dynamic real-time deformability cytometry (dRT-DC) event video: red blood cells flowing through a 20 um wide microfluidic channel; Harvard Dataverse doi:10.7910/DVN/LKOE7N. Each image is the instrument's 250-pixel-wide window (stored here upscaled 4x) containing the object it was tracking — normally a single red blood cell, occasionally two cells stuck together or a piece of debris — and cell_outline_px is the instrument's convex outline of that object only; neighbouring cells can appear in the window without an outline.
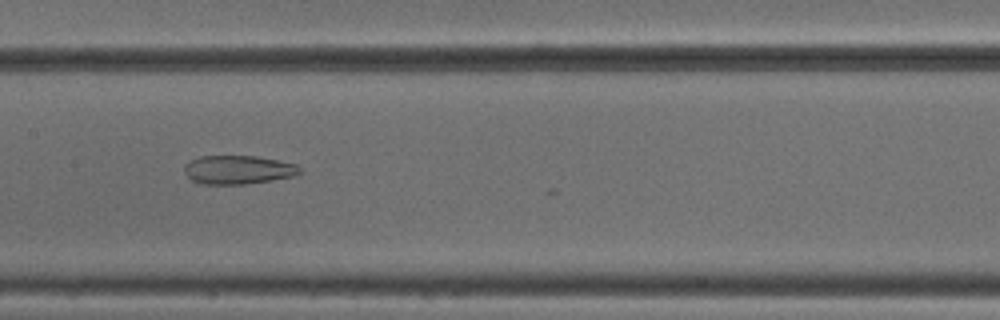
{"species": "common noctule bat (a hibernating species)", "species_latin": "Nyctalus noctula", "temperature_condition": "cold", "stored_images_in_passage": 39, "camera_frame_rate_fps": 3000, "um_per_image_px": 0.085, "animal": {"sex": "male", "body_mass_g": 18.8}, "frame": {"image": 1, "passage_image": 13, "time_ms": 4.0, "image_size_px": [1000, 320], "cell_outline_px": [[304, 172], [292, 176], [272, 180], [244, 184], [200, 184], [192, 180], [184, 172], [184, 164], [200, 156], [256, 156], [296, 164]], "centroid_in_image_um": [20.23, 14.43], "position_along_channel_um": 187.2, "area_um2": 19.25}}
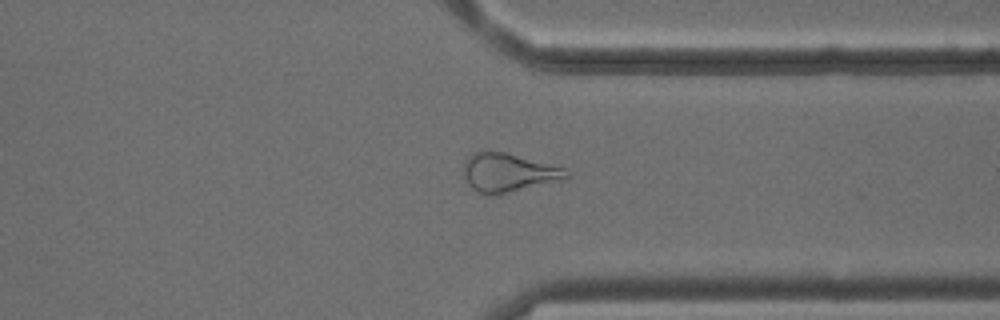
{"frame": {"image": 2, "passage_image": 27, "time_ms": 8.667, "image_size_px": [1000, 320], "cell_outline_px": [[568, 176], [564, 180], [496, 196], [488, 196], [472, 188], [468, 184], [464, 176], [464, 164], [468, 156], [472, 152], [504, 152], [564, 168]], "centroid_in_image_um": [43.19, 14.71], "position_along_channel_um": 368.2, "area_um2": 23.06}}
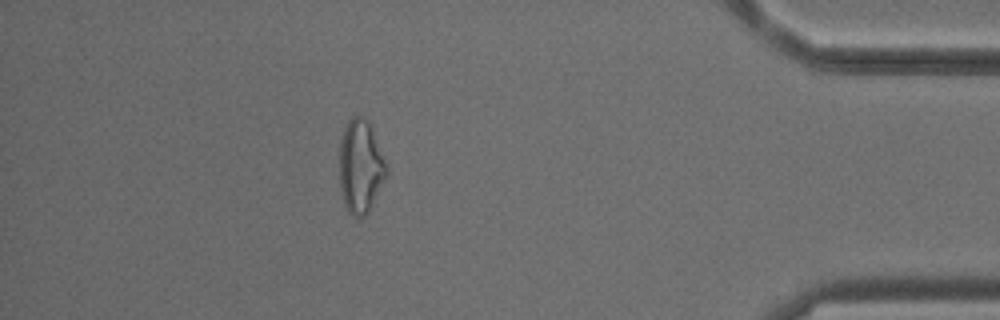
{"frame": {"image": 3, "passage_image": 33, "time_ms": 10.667, "image_size_px": [1000, 320], "cell_outline_px": [[388, 176], [368, 212], [364, 216], [352, 216], [348, 212], [344, 204], [340, 188], [340, 140], [344, 128], [348, 120], [352, 116], [360, 116], [368, 120], [372, 128], [388, 168]], "centroid_in_image_um": [30.66, 14.15], "position_along_channel_um": 404.5, "area_um2": 25.72}, "authors_computed_cell_mechanics": {"area_um2": 23.6402, "velocity_mm_per_s": 3.8952, "shape_relaxation_time_tau1_ms": null, "shape_relaxation_time_tau2_ms": 3.6089, "deformation_change_tau1": null, "deformation_change_tau2": 0.141}}